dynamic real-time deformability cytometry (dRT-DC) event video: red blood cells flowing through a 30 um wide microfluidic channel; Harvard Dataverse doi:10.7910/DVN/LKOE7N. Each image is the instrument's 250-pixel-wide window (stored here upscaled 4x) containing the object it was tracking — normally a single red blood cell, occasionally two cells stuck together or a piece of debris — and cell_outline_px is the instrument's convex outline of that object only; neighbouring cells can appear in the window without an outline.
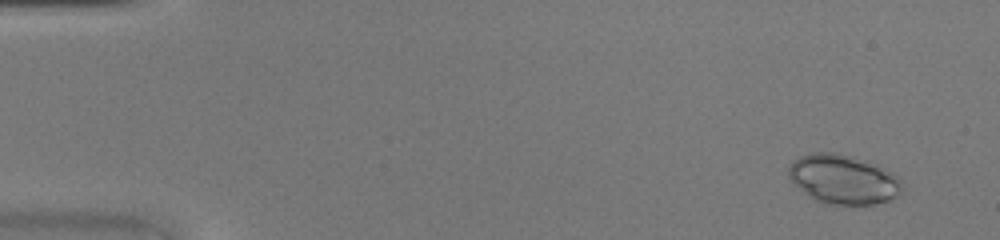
{"species": "common noctule bat (a hibernating species)", "species_latin": "Nyctalus noctula", "temperature_condition": "warm", "stored_images_in_passage": 45, "camera_frame_rate_fps": 3000, "um_per_image_px": 0.085, "animal": {"sex": "female", "body_mass_g": 20.0, "forearm_length_mm": 54.0}, "frame": {"image": 1, "passage_image": 3, "time_ms": 0.667, "image_size_px": [1000, 240], "cell_outline_px": [[904, 188], [896, 196], [888, 200], [876, 204], [824, 204], [808, 196], [788, 176], [788, 168], [792, 160], [800, 156], [812, 152], [832, 152], [852, 156], [868, 160], [900, 176]], "centroid_in_image_um": [71.7, 15.23], "position_along_channel_um": 13.3, "area_um2": 32.89}}
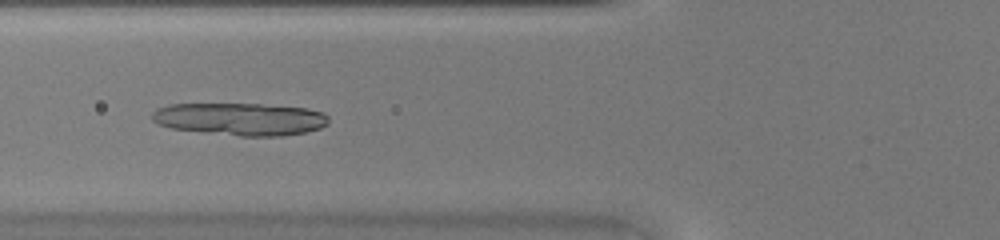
{"frame": {"image": 2, "passage_image": 18, "time_ms": 5.667, "image_size_px": [1000, 240], "cell_outline_px": [[328, 124], [320, 128], [304, 132], [284, 136], [240, 136], [172, 128], [160, 124], [152, 120], [152, 112], [156, 108], [168, 104], [260, 104], [308, 108], [324, 112], [328, 116]], "centroid_in_image_um": [20.45, 10.11], "position_along_channel_um": 105.3, "area_um2": 33.47}}
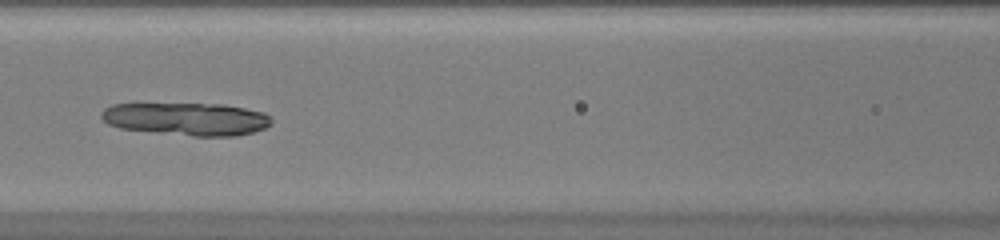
{"frame": {"image": 3, "passage_image": 21, "time_ms": 6.667, "image_size_px": [1000, 240], "cell_outline_px": [[272, 124], [264, 128], [252, 132], [236, 136], [192, 136], [120, 128], [108, 124], [100, 116], [100, 112], [104, 108], [112, 104], [224, 104], [264, 112], [272, 120]], "centroid_in_image_um": [15.86, 10.11], "position_along_channel_um": 150.7, "area_um2": 32.43}}